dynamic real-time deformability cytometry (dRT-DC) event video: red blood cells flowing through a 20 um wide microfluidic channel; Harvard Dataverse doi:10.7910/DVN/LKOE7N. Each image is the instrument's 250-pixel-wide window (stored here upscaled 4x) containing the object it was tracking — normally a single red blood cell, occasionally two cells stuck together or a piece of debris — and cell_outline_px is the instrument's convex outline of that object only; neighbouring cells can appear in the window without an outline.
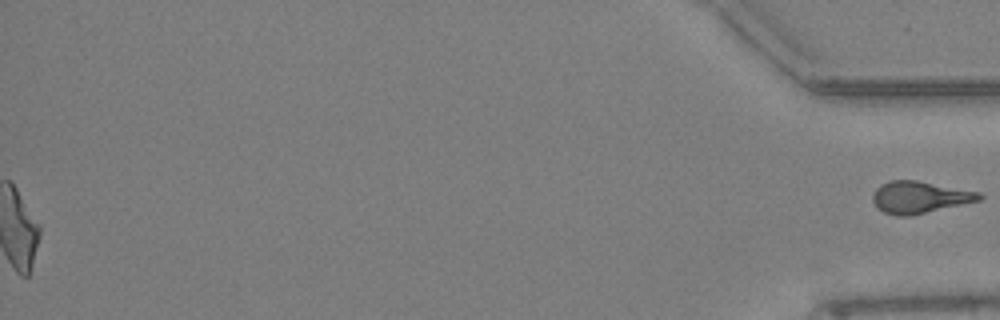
{"species": "Egyptian fruit bat (a non-hibernating species)", "species_latin": "Rousettus aegyptiacus", "temperature_condition": "warm", "stored_images_in_passage": 76, "segment_of_instrument_passage": [2, 2], "camera_frame_rate_fps": 3000, "um_per_image_px": 0.085, "animal": {"sex": "female"}, "frame": {"image": 1, "passage_image": 76, "time_ms": 25.0, "image_size_px": [1000, 320], "cell_outline_px": [[984, 196], [980, 200], [912, 216], [896, 216], [884, 212], [876, 208], [872, 200], [872, 196], [876, 188], [880, 184], [892, 180], [916, 180], [980, 192]], "centroid_in_image_um": [78.14, 16.77], "position_along_channel_um": 357.1, "area_um2": 19.94}}